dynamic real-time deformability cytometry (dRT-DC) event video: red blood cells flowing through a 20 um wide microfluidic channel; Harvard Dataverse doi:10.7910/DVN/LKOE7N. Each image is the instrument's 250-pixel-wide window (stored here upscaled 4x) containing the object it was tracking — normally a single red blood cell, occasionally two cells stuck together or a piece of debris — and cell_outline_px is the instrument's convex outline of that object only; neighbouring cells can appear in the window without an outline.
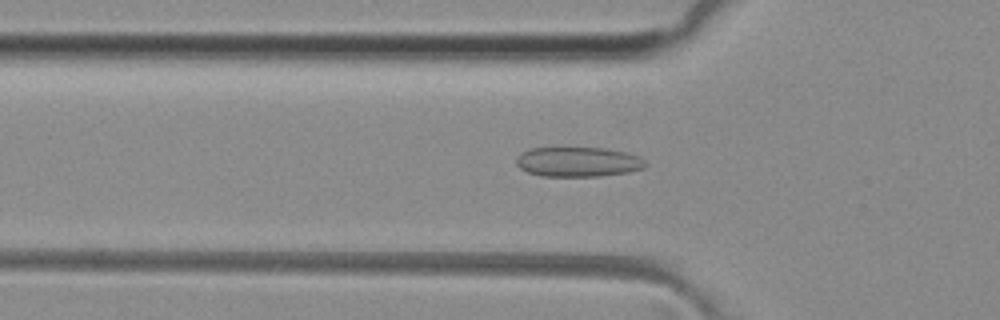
{"species": "common noctule bat (a hibernating species)", "species_latin": "Nyctalus noctula", "temperature_condition": "room temperature", "stored_images_in_passage": 38, "camera_frame_rate_fps": 3000, "um_per_image_px": 0.085, "animal": {"sex": "female", "body_mass_g": 29.2, "forearm_length_mm": 56.3}, "frame": {"image": 1, "passage_image": 10, "time_ms": 3.0, "image_size_px": [1000, 320], "cell_outline_px": [[648, 164], [644, 168], [628, 172], [600, 176], [540, 176], [528, 172], [520, 168], [516, 164], [516, 160], [520, 152], [532, 148], [604, 148], [628, 152], [640, 156]], "centroid_in_image_um": [49.16, 13.76], "position_along_channel_um": 76.6, "area_um2": 22.54}}
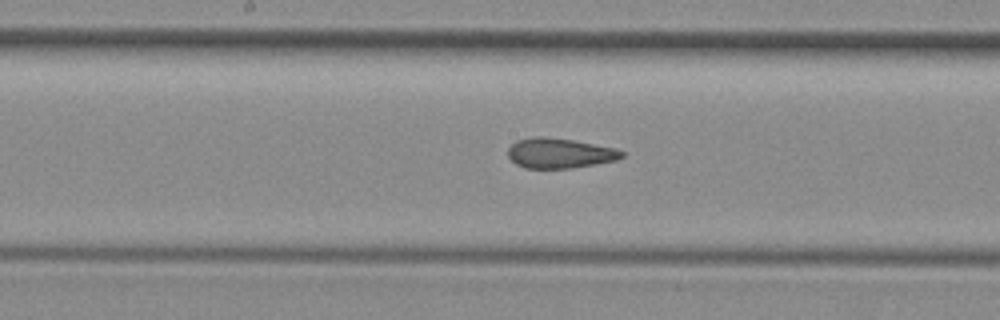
{"frame": {"image": 2, "passage_image": 19, "time_ms": 6.0, "image_size_px": [1000, 320], "cell_outline_px": [[624, 156], [616, 160], [596, 164], [572, 168], [524, 168], [516, 164], [508, 156], [508, 148], [516, 140], [532, 136], [544, 136], [572, 140], [616, 148], [624, 152]], "centroid_in_image_um": [47.55, 13.01], "position_along_channel_um": 200.6, "area_um2": 20.0}}
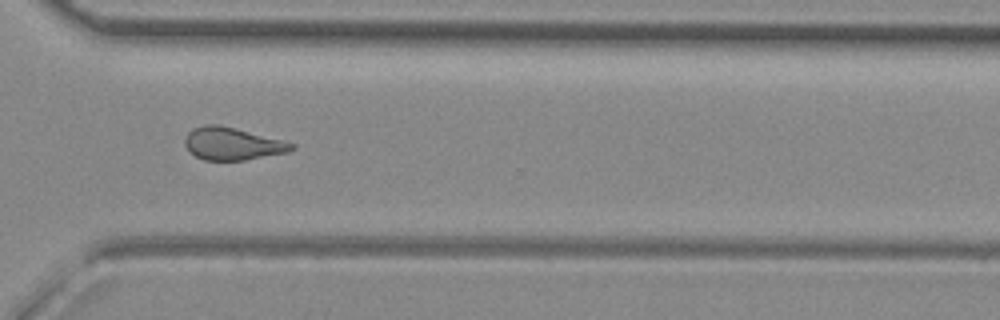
{"frame": {"image": 3, "passage_image": 30, "time_ms": 9.667, "image_size_px": [1000, 320], "cell_outline_px": [[296, 148], [288, 152], [244, 160], [204, 160], [196, 156], [184, 144], [184, 140], [188, 132], [192, 128], [204, 124], [220, 124], [296, 144]], "centroid_in_image_um": [19.74, 12.21], "position_along_channel_um": 350.9, "area_um2": 20.11}, "authors_computed_cell_mechanics": {"area_um2": 20.4612, "velocity_mm_per_s": 4.1047, "shape_relaxation_time_tau1_ms": null, "shape_relaxation_time_tau2_ms": 2.0361, "deformation_change_tau1": null, "deformation_change_tau2": 0.0943}}